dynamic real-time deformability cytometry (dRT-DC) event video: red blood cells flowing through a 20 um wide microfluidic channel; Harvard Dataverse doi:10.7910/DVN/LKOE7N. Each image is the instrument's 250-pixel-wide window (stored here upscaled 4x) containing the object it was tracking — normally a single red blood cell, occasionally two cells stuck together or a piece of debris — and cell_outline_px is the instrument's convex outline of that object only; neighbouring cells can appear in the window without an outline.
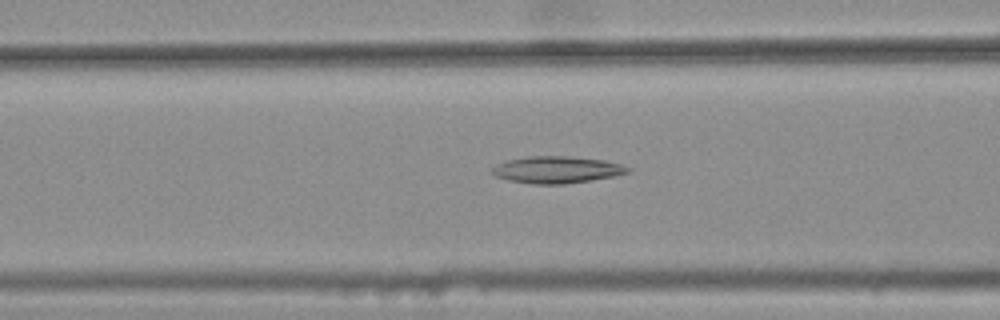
{"species": "common noctule bat (a hibernating species)", "species_latin": "Nyctalus noctula", "temperature_condition": "warm", "stored_images_in_passage": 47, "camera_frame_rate_fps": 3000, "um_per_image_px": 0.085, "animal": {"sex": "female", "body_mass_g": 25.1}, "frame": {"image": 1, "passage_image": 21, "time_ms": 6.667, "image_size_px": [1000, 320], "cell_outline_px": [[632, 168], [628, 172], [612, 176], [592, 180], [564, 184], [532, 184], [508, 180], [496, 176], [488, 172], [496, 164], [508, 160], [528, 156], [568, 156], [604, 160], [620, 164]], "centroid_in_image_um": [47.28, 14.42], "position_along_channel_um": 119.3, "area_um2": 21.27}}
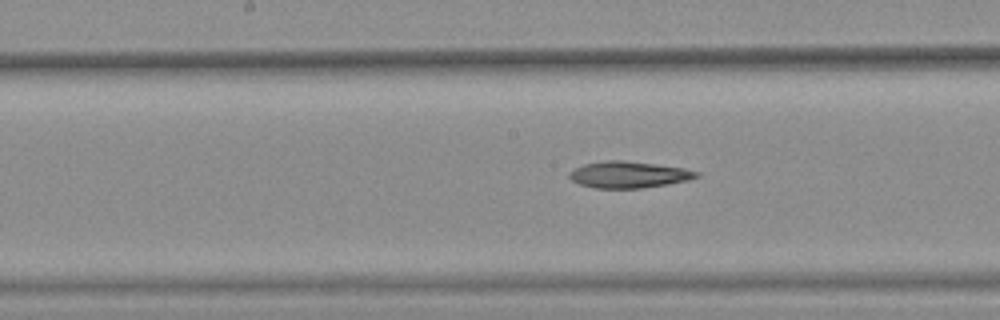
{"frame": {"image": 2, "passage_image": 27, "time_ms": 8.667, "image_size_px": [1000, 320], "cell_outline_px": [[700, 176], [688, 180], [668, 184], [640, 188], [596, 188], [580, 184], [572, 180], [568, 176], [568, 172], [584, 164], [608, 160], [624, 160], [656, 164], [684, 168], [700, 172]], "centroid_in_image_um": [53.45, 14.84], "position_along_channel_um": 194.7, "area_um2": 19.59}}
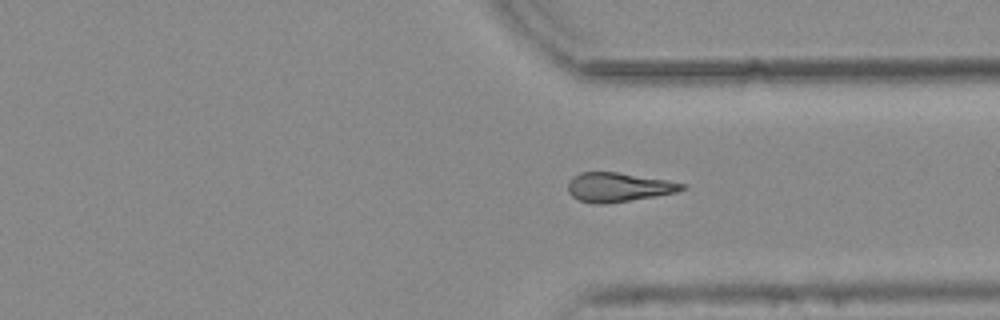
{"frame": {"image": 3, "passage_image": 40, "time_ms": 13.0, "image_size_px": [1000, 320], "cell_outline_px": [[688, 188], [676, 192], [656, 196], [604, 204], [596, 204], [580, 200], [572, 196], [568, 192], [568, 184], [572, 176], [580, 172], [616, 172], [688, 184]], "centroid_in_image_um": [52.56, 15.91], "position_along_channel_um": 358.8, "area_um2": 19.25}}